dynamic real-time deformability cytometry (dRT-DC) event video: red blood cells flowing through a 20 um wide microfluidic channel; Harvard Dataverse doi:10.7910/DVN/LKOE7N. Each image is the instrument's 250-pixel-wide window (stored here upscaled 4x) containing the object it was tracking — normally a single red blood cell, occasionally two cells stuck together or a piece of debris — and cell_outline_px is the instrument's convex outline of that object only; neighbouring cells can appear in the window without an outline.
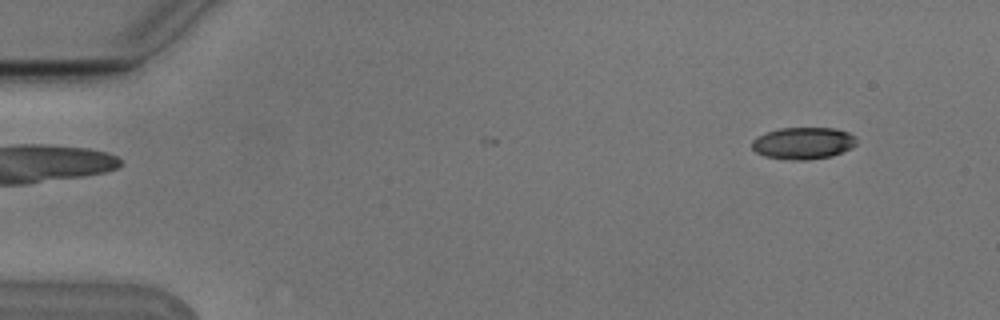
{"species": "Egyptian fruit bat (a non-hibernating species)", "species_latin": "Rousettus aegyptiacus", "temperature_condition": "cold", "stored_images_in_passage": 2, "camera_frame_rate_fps": 3000, "um_per_image_px": 0.085, "animal": {"sex": "male"}, "frame": {"image": 1, "passage_image": 1, "time_ms": 0.0, "image_size_px": [1000, 320], "cell_outline_px": [[856, 144], [852, 148], [832, 156], [808, 160], [784, 160], [764, 156], [756, 152], [752, 148], [752, 140], [756, 136], [780, 128], [836, 128], [848, 132], [856, 136]], "centroid_in_image_um": [68.28, 12.18], "position_along_channel_um": 16.7, "area_um2": 19.71}}